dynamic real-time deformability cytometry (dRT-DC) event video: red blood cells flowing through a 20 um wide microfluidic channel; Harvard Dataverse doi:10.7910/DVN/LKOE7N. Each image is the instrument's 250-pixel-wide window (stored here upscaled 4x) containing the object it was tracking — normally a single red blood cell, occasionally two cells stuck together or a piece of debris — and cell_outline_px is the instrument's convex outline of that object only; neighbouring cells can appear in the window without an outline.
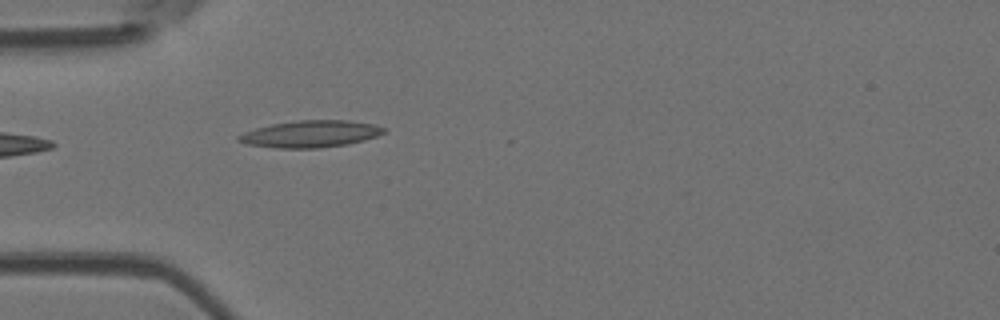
{"species": "Egyptian fruit bat (a non-hibernating species)", "species_latin": "Rousettus aegyptiacus", "temperature_condition": "room temperature", "stored_images_in_passage": 5, "camera_frame_rate_fps": 3000, "um_per_image_px": 0.085, "animal": {"sex": "female"}, "frame": {"image": 1, "passage_image": 5, "time_ms": 4.667, "image_size_px": [1000, 320], "cell_outline_px": [[384, 132], [376, 136], [364, 140], [348, 144], [320, 148], [276, 148], [244, 144], [236, 140], [236, 136], [244, 132], [256, 128], [272, 124], [300, 120], [348, 120], [376, 124], [384, 128]], "centroid_in_image_um": [26.36, 11.39], "position_along_channel_um": 58.6, "area_um2": 22.83}}